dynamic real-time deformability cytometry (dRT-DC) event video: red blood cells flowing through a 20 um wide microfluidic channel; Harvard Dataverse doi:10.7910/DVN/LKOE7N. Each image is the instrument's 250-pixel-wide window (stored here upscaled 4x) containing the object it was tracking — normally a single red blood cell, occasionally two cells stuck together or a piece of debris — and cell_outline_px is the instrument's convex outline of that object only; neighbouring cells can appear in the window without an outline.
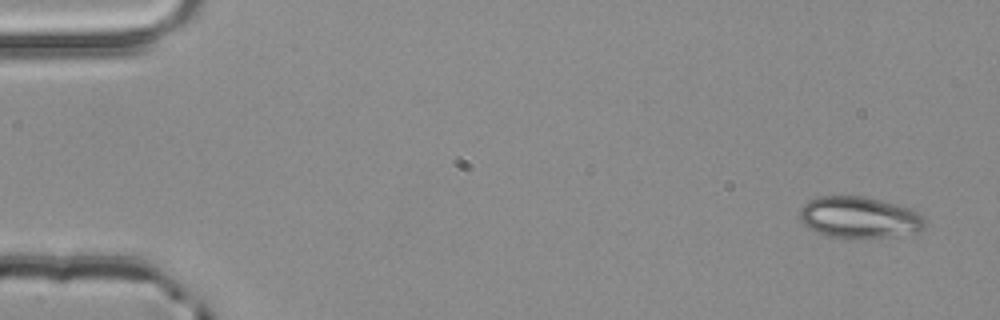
{"species": "common noctule bat (a hibernating species)", "species_latin": "Nyctalus noctula", "temperature_condition": "room temperature", "stored_images_in_passage": 3, "camera_frame_rate_fps": 3000, "um_per_image_px": 0.085, "animal": {"sex": "male", "body_mass_g": 20.4}, "frame": {"image": 1, "passage_image": 1, "time_ms": 0.0, "image_size_px": [1000, 320], "cell_outline_px": [[924, 224], [916, 232], [864, 240], [852, 240], [824, 236], [808, 228], [800, 220], [800, 208], [808, 200], [820, 196], [860, 196], [880, 200], [908, 208], [920, 212], [924, 216]], "centroid_in_image_um": [72.98, 18.51], "position_along_channel_um": 12.0, "area_um2": 30.69}}